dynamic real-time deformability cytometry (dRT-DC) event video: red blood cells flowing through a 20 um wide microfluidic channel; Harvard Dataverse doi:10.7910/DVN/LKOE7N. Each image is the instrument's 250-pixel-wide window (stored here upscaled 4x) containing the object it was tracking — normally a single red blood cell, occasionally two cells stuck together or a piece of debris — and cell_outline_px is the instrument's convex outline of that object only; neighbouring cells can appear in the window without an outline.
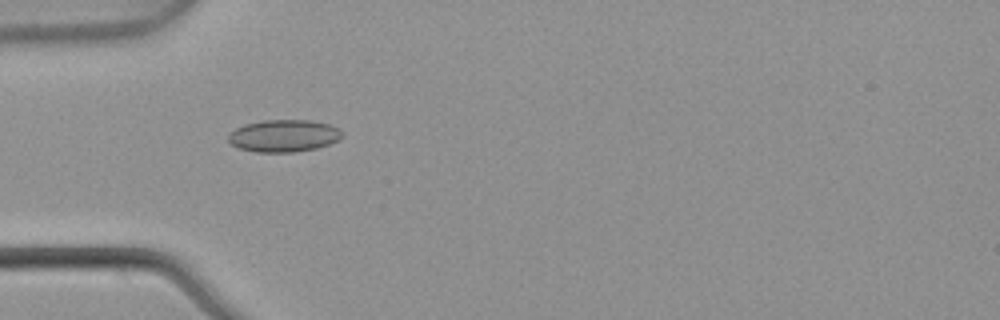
{"species": "common noctule bat (a hibernating species)", "species_latin": "Nyctalus noctula", "temperature_condition": "warm", "stored_images_in_passage": 8, "camera_frame_rate_fps": 3000, "um_per_image_px": 0.085, "animal": {"sex": "male", "body_mass_g": 21.5, "forearm_length_mm": 52.0}, "frame": {"image": 1, "passage_image": 4, "time_ms": 1.0, "image_size_px": [1000, 320], "cell_outline_px": [[344, 136], [328, 144], [316, 148], [292, 152], [256, 152], [240, 148], [232, 144], [228, 140], [228, 136], [236, 128], [244, 124], [264, 120], [312, 120], [328, 124], [340, 128]], "centroid_in_image_um": [24.14, 11.53], "position_along_channel_um": 60.9, "area_um2": 21.27}}
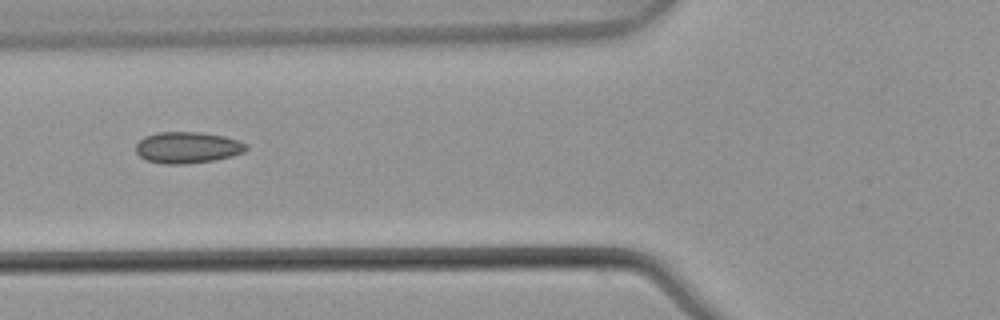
{"frame": {"image": 2, "passage_image": 5, "time_ms": 1.333, "image_size_px": [1000, 320], "cell_outline_px": [[248, 148], [244, 152], [232, 156], [216, 160], [184, 164], [164, 164], [148, 160], [140, 156], [136, 152], [136, 144], [144, 136], [156, 132], [200, 132], [224, 136], [240, 140], [248, 144]], "centroid_in_image_um": [15.97, 12.53], "position_along_channel_um": 109.8, "area_um2": 20.35}}
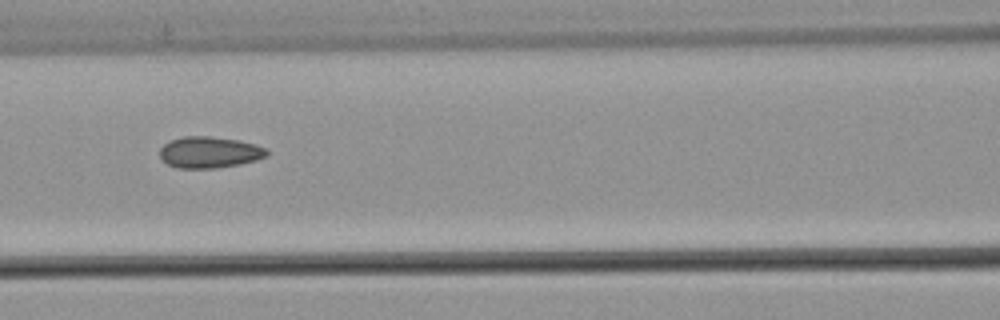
{"frame": {"image": 3, "passage_image": 6, "time_ms": 1.667, "image_size_px": [1000, 320], "cell_outline_px": [[268, 156], [256, 160], [240, 164], [216, 168], [176, 168], [168, 164], [160, 156], [160, 148], [164, 144], [172, 140], [184, 136], [208, 136], [240, 140], [256, 144], [268, 148]], "centroid_in_image_um": [17.85, 12.94], "position_along_channel_um": 148.8, "area_um2": 19.65}}